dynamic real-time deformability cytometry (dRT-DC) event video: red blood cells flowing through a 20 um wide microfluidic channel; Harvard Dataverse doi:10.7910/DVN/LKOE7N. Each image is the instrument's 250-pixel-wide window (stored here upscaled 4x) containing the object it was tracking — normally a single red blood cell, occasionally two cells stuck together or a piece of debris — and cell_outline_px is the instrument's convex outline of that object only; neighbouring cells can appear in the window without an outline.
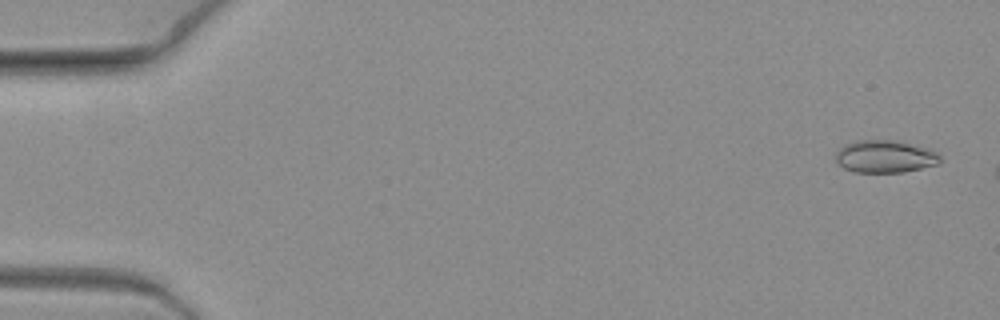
{"species": "common noctule bat (a hibernating species)", "species_latin": "Nyctalus noctula", "temperature_condition": "warm", "stored_images_in_passage": 4, "camera_frame_rate_fps": 3000, "um_per_image_px": 0.085, "animal": {"sex": "female", "body_mass_g": 19.3, "forearm_length_mm": 54.1}, "frame": {"image": 1, "passage_image": 1, "time_ms": 0.0, "image_size_px": [1000, 320], "cell_outline_px": [[940, 164], [904, 172], [856, 172], [844, 168], [836, 160], [836, 152], [844, 144], [856, 140], [896, 140], [924, 148], [936, 152], [940, 156]], "centroid_in_image_um": [75.21, 13.3], "position_along_channel_um": 9.8, "area_um2": 19.65}}